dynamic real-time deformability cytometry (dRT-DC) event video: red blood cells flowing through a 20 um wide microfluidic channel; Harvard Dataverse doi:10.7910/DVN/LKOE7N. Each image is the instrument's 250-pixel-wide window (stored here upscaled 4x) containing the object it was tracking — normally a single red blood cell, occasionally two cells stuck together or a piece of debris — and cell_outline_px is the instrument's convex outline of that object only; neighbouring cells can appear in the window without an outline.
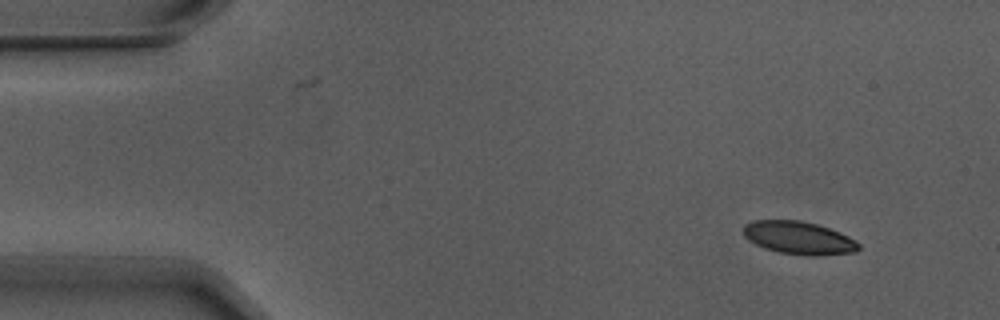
{"species": "Egyptian fruit bat (a non-hibernating species)", "species_latin": "Rousettus aegyptiacus", "temperature_condition": "warm", "stored_images_in_passage": 3, "camera_frame_rate_fps": 3000, "um_per_image_px": 0.085, "animal": {"sex": "male"}, "frame": {"image": 1, "passage_image": 1, "time_ms": 0.0, "image_size_px": [1000, 320], "cell_outline_px": [[860, 248], [856, 252], [820, 256], [804, 256], [780, 252], [764, 248], [748, 240], [744, 236], [744, 224], [752, 220], [800, 220], [816, 224], [840, 232], [856, 240], [860, 244]], "centroid_in_image_um": [67.91, 20.23], "position_along_channel_um": 17.1, "area_um2": 22.31}}